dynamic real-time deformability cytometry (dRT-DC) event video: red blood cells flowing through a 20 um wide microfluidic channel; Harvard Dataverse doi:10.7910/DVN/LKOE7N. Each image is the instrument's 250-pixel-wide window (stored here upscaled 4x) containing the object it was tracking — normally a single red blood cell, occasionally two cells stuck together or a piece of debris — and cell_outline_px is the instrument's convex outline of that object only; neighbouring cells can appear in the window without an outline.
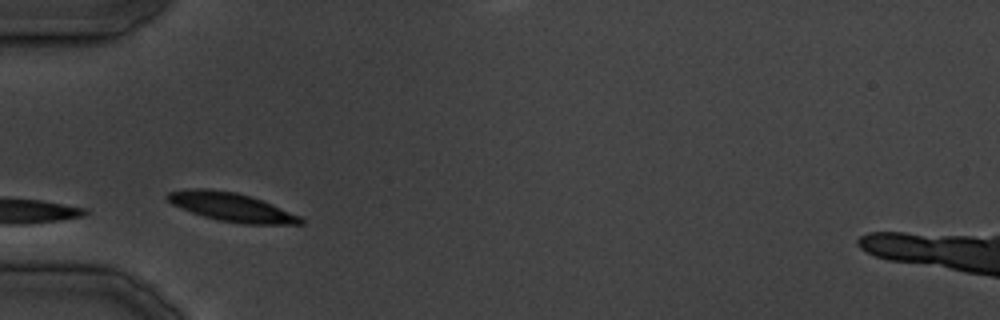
{"species": "common noctule bat (a hibernating species)", "species_latin": "Nyctalus noctula", "temperature_condition": "cold", "stored_images_in_passage": 20, "camera_frame_rate_fps": 3000, "um_per_image_px": 0.085, "animal": {"sex": "male", "body_mass_g": 19.5, "forearm_length_mm": 54.6}, "frame": {"image": 1, "passage_image": 1, "time_ms": 0.0, "image_size_px": [1000, 320], "cell_outline_px": [[304, 224], [244, 224], [220, 220], [204, 216], [192, 212], [172, 204], [164, 196], [168, 192], [188, 188], [208, 188], [236, 192], [252, 196], [272, 204], [300, 216], [304, 220]], "centroid_in_image_um": [19.67, 17.58], "position_along_channel_um": 65.3, "area_um2": 22.2}}